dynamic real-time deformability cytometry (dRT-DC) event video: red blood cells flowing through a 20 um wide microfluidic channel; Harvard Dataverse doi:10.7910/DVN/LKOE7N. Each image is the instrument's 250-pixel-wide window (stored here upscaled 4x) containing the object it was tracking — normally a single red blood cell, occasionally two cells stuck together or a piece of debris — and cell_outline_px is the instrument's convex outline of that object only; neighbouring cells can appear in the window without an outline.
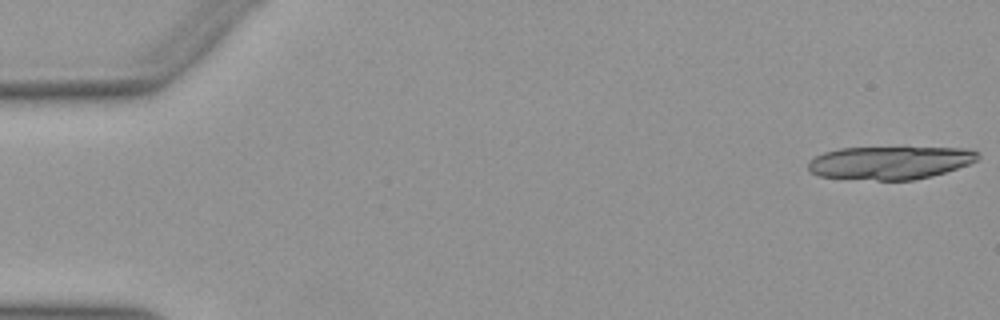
{"species": "Egyptian fruit bat (a non-hibernating species)", "species_latin": "Rousettus aegyptiacus", "temperature_condition": "warm", "stored_images_in_passage": 8, "camera_frame_rate_fps": 3000, "um_per_image_px": 0.085, "animal": {"sex": "female"}, "frame": {"image": 1, "passage_image": 1, "time_ms": 0.0, "image_size_px": [1000, 320], "cell_outline_px": [[980, 156], [976, 160], [968, 164], [932, 176], [916, 180], [876, 180], [820, 176], [808, 172], [808, 160], [824, 152], [840, 148], [968, 148], [980, 152]], "centroid_in_image_um": [75.63, 13.83], "position_along_channel_um": 9.4, "area_um2": 32.6}}